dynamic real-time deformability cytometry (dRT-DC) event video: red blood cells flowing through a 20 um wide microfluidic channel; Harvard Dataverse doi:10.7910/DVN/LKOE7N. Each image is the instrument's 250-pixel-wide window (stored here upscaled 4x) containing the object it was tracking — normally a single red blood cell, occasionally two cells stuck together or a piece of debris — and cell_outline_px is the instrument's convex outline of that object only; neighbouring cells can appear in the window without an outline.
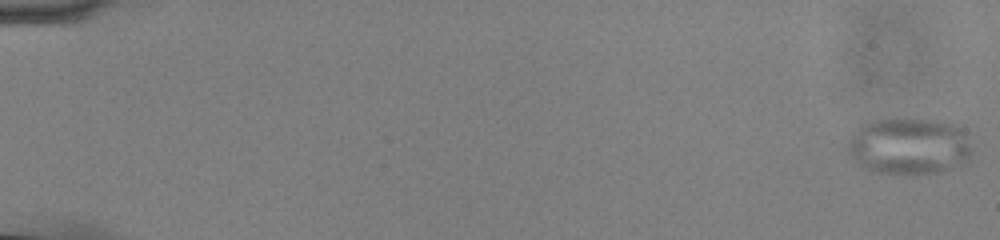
{"species": "common noctule bat (a hibernating species)", "species_latin": "Nyctalus noctula", "temperature_condition": "cold", "stored_images_in_passage": 56, "camera_frame_rate_fps": 3000, "um_per_image_px": 0.085, "animal": {"sex": "male", "body_mass_g": 13.0, "forearm_length_mm": 53.1}, "frame": {"image": 1, "passage_image": 1, "time_ms": 0.0, "image_size_px": [1000, 240], "cell_outline_px": [[972, 152], [968, 160], [936, 172], [912, 176], [880, 172], [868, 168], [860, 164], [848, 152], [848, 140], [860, 128], [876, 120], [944, 120], [956, 124], [964, 132], [972, 148]], "centroid_in_image_um": [77.33, 12.44], "position_along_channel_um": 7.7, "area_um2": 40.34}}
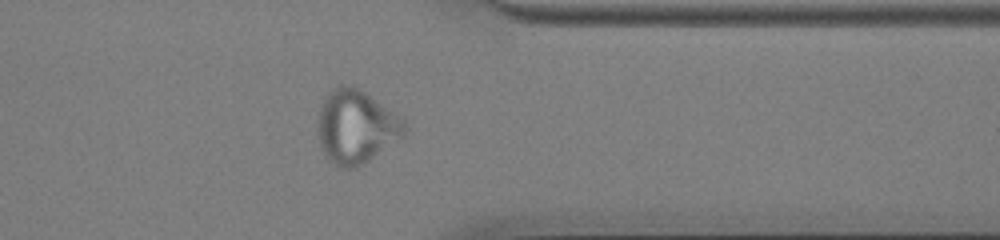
{"frame": {"image": 2, "passage_image": 46, "time_ms": 15.0, "image_size_px": [1000, 240], "cell_outline_px": [[408, 128], [404, 136], [364, 164], [356, 168], [344, 168], [328, 160], [324, 156], [320, 148], [320, 108], [324, 100], [332, 88], [340, 84], [348, 84], [364, 92], [404, 120]], "centroid_in_image_um": [30.29, 10.8], "position_along_channel_um": 381.1, "area_um2": 36.59}}
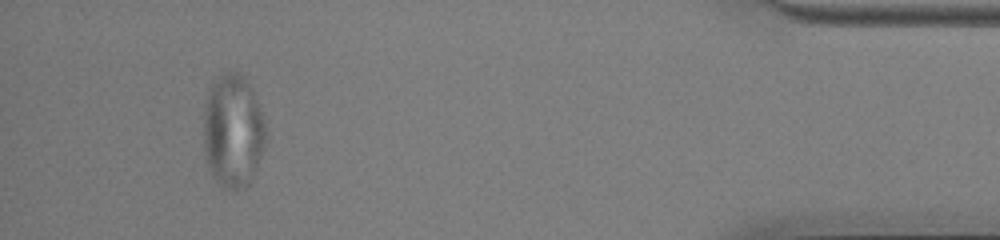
{"frame": {"image": 3, "passage_image": 53, "time_ms": 17.333, "image_size_px": [1000, 240], "cell_outline_px": [[264, 144], [252, 176], [248, 184], [244, 188], [232, 192], [216, 184], [212, 176], [204, 156], [204, 108], [212, 84], [220, 76], [228, 72], [240, 72], [248, 80], [264, 116]], "centroid_in_image_um": [19.78, 11.17], "position_along_channel_um": 415.4, "area_um2": 41.04}}